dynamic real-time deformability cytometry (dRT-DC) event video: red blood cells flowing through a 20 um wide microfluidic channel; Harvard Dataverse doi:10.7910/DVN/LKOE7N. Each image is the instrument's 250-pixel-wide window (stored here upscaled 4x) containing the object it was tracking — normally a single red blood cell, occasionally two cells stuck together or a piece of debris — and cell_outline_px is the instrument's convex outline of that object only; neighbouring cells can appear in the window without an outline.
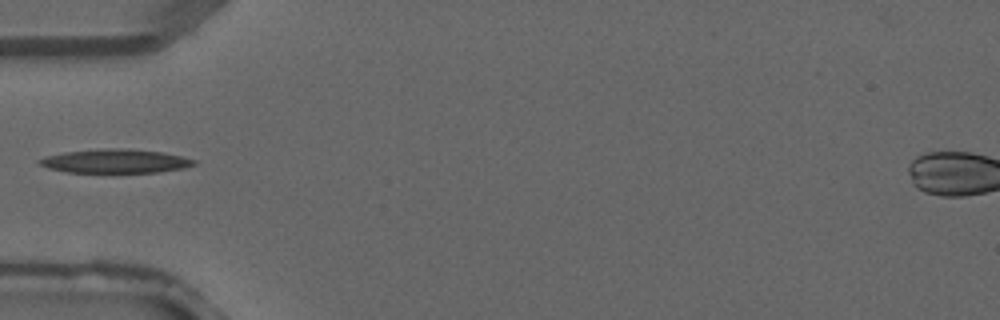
{"species": "common noctule bat (a hibernating species)", "species_latin": "Nyctalus noctula", "temperature_condition": "warm", "stored_images_in_passage": 1, "camera_frame_rate_fps": 3000, "um_per_image_px": 0.085, "animal": {"sex": "male", "forearm_length_mm": 52.5}, "frame": {"image": 1, "passage_image": 1, "time_ms": 0.0, "image_size_px": [1000, 320], "cell_outline_px": [[196, 164], [184, 168], [160, 172], [68, 172], [48, 168], [40, 164], [36, 160], [44, 156], [64, 152], [100, 148], [124, 148], [160, 152], [180, 156], [196, 160]], "centroid_in_image_um": [9.77, 13.69], "position_along_channel_um": 75.2, "area_um2": 21.44}}